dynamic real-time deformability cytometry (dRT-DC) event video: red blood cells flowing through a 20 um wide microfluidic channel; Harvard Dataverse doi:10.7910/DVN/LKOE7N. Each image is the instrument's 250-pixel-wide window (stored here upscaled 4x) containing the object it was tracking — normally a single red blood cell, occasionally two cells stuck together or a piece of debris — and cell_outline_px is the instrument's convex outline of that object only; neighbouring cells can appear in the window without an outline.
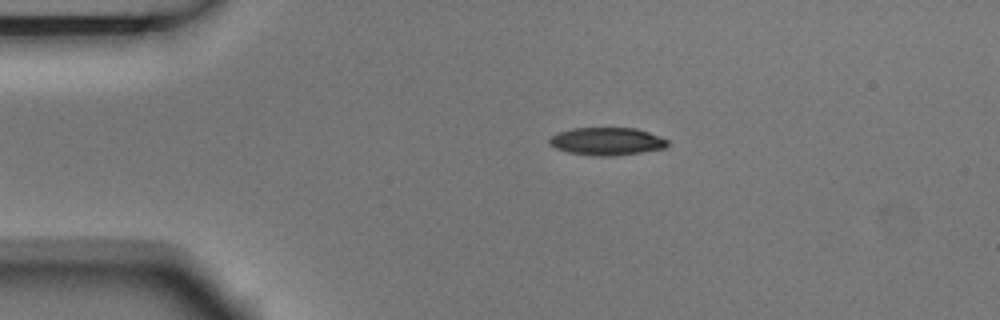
{"species": "Egyptian fruit bat (a non-hibernating species)", "species_latin": "Rousettus aegyptiacus", "temperature_condition": "room temperature", "stored_images_in_passage": 2, "camera_frame_rate_fps": 3000, "um_per_image_px": 0.085, "animal": {"sex": "male"}, "frame": {"image": 1, "passage_image": 1, "time_ms": 0.0, "image_size_px": [1000, 320], "cell_outline_px": [[668, 144], [664, 148], [640, 152], [612, 156], [596, 156], [568, 152], [556, 148], [548, 144], [548, 140], [552, 136], [560, 132], [572, 128], [636, 128], [660, 136], [668, 140]], "centroid_in_image_um": [51.57, 12.01], "position_along_channel_um": 33.4, "area_um2": 18.96}}